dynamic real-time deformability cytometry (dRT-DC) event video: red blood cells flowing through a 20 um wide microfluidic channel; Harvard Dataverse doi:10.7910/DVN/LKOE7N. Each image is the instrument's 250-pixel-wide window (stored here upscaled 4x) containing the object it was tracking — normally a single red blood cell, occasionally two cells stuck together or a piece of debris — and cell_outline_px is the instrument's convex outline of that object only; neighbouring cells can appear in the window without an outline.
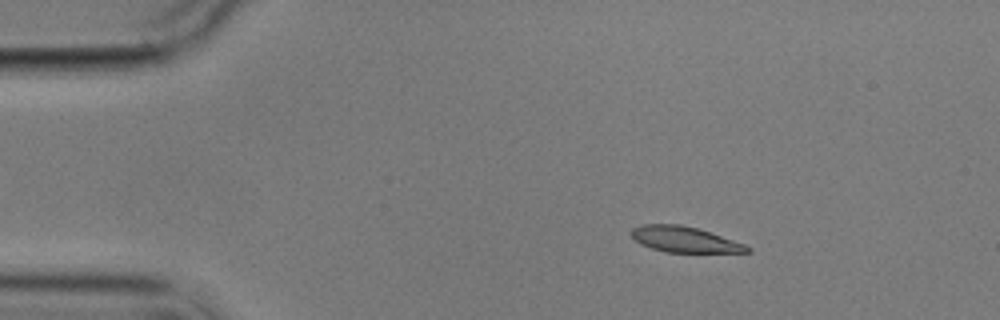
{"species": "common noctule bat (a hibernating species)", "species_latin": "Nyctalus noctula", "temperature_condition": "cold", "stored_images_in_passage": 4, "camera_frame_rate_fps": 3000, "um_per_image_px": 0.085, "animal": {"sex": "male", "body_mass_g": 17.9}, "frame": {"image": 1, "passage_image": 3, "time_ms": 2.667, "image_size_px": [1000, 320], "cell_outline_px": [[752, 252], [664, 252], [640, 244], [628, 232], [632, 228], [640, 224], [680, 224], [696, 228], [744, 244], [752, 248]], "centroid_in_image_um": [58.13, 20.35], "position_along_channel_um": 26.9, "area_um2": 17.22}}